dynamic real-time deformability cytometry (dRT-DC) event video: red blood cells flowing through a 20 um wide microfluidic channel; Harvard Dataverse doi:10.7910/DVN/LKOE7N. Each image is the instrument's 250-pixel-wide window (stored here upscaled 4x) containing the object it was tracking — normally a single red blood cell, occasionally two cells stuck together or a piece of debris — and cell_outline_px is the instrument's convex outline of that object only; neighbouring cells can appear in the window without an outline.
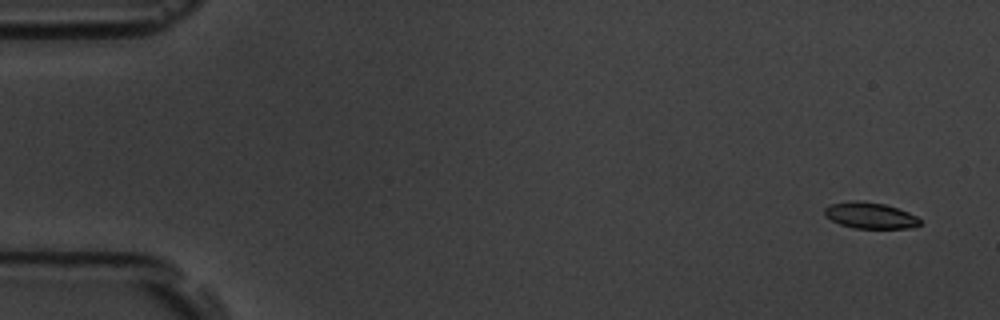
{"species": "common noctule bat (a hibernating species)", "species_latin": "Nyctalus noctula", "temperature_condition": "room temperature", "stored_images_in_passage": 15, "camera_frame_rate_fps": 3000, "um_per_image_px": 0.085, "animal": {"sex": "male", "body_mass_g": 19.5, "forearm_length_mm": 54.6}, "frame": {"image": 1, "passage_image": 1, "time_ms": 0.0, "image_size_px": [1000, 320], "cell_outline_px": [[920, 224], [912, 228], [856, 228], [840, 224], [824, 216], [824, 208], [832, 204], [852, 200], [856, 200], [884, 204], [908, 212], [916, 216], [920, 220]], "centroid_in_image_um": [73.95, 18.31], "position_along_channel_um": 11.1, "area_um2": 14.39}}
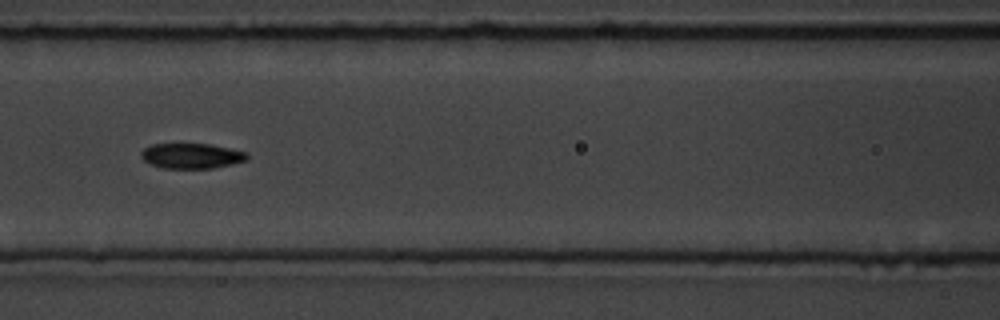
{"frame": {"image": 2, "passage_image": 7, "time_ms": 7.667, "image_size_px": [1000, 320], "cell_outline_px": [[248, 160], [232, 164], [212, 168], [164, 168], [152, 164], [144, 160], [140, 156], [140, 152], [144, 148], [152, 144], [208, 144], [248, 152]], "centroid_in_image_um": [16.29, 13.25], "position_along_channel_um": 150.3, "area_um2": 15.49}}
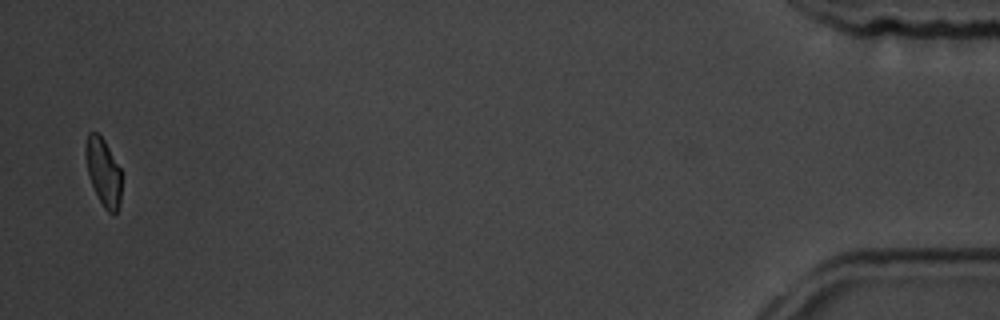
{"frame": {"image": 3, "passage_image": 15, "time_ms": 18.0, "image_size_px": [1000, 320], "cell_outline_px": [[120, 204], [116, 212], [108, 212], [104, 208], [92, 184], [88, 172], [84, 152], [84, 144], [88, 132], [96, 132], [104, 140], [120, 168]], "centroid_in_image_um": [8.76, 14.57], "position_along_channel_um": 426.4, "area_um2": 13.87}, "authors_computed_cell_mechanics": {"area_um2": 15.4904, "velocity_mm_per_s": 3.5518, "shape_relaxation_time_tau1_ms": 3.2796, "shape_relaxation_time_tau2_ms": 4.1089, "deformation_change_tau1": 0.0984, "deformation_change_tau2": 0.0837}}